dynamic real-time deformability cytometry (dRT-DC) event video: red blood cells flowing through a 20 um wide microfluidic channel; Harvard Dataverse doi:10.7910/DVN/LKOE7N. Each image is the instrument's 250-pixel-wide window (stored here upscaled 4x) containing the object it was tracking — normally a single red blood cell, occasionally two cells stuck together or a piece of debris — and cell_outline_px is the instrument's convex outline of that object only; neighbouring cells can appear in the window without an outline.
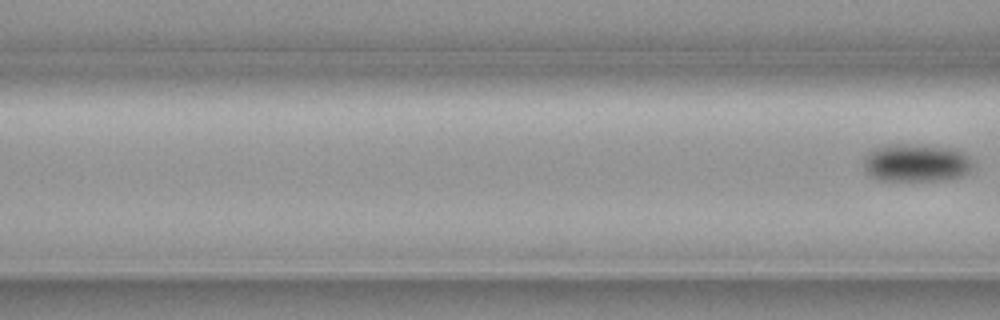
{"species": "common noctule bat (a hibernating species)", "species_latin": "Nyctalus noctula", "temperature_condition": "cold", "stored_images_in_passage": 7, "segment_of_instrument_passage": [2, 2], "camera_frame_rate_fps": 3000, "um_per_image_px": 0.085, "animal": {"sex": "female", "body_mass_g": 19.3, "forearm_length_mm": 54.1}, "frame": {"image": 1, "passage_image": 7, "time_ms": 2.0, "image_size_px": [1000, 320], "cell_outline_px": [[972, 168], [968, 172], [960, 176], [944, 180], [880, 180], [872, 176], [864, 168], [864, 164], [868, 156], [872, 152], [880, 148], [952, 148], [964, 152], [968, 156], [972, 164]], "centroid_in_image_um": [77.98, 13.93], "position_along_channel_um": 88.6, "area_um2": 22.2}}